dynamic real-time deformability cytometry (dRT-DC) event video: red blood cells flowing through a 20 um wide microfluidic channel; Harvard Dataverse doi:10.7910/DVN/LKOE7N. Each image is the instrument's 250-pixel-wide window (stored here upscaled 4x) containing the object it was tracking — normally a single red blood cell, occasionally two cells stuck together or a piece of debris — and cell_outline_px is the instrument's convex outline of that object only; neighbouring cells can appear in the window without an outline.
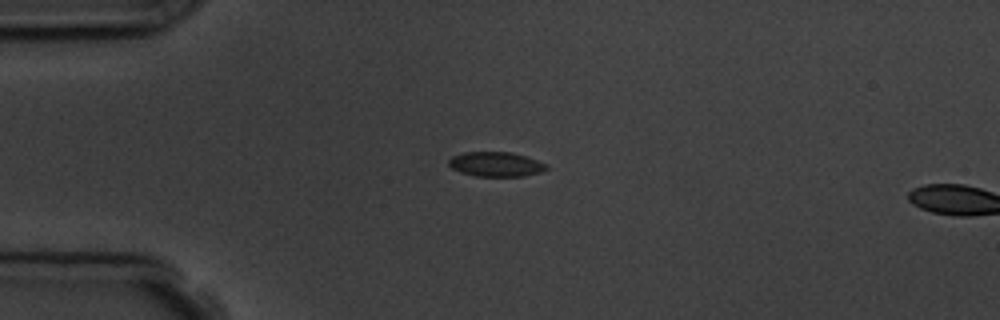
{"species": "common noctule bat (a hibernating species)", "species_latin": "Nyctalus noctula", "temperature_condition": "room temperature", "stored_images_in_passage": 4, "segment_of_instrument_passage": [1, 2], "camera_frame_rate_fps": 3000, "um_per_image_px": 0.085, "animal": {"sex": "male", "body_mass_g": 19.5, "forearm_length_mm": 54.6}, "frame": {"image": 1, "passage_image": 3, "time_ms": 2.333, "image_size_px": [1000, 320], "cell_outline_px": [[548, 168], [540, 172], [524, 176], [476, 176], [460, 172], [452, 168], [448, 164], [448, 160], [452, 156], [464, 152], [512, 152], [548, 164]], "centroid_in_image_um": [42.14, 13.96], "position_along_channel_um": 42.9, "area_um2": 13.99}}